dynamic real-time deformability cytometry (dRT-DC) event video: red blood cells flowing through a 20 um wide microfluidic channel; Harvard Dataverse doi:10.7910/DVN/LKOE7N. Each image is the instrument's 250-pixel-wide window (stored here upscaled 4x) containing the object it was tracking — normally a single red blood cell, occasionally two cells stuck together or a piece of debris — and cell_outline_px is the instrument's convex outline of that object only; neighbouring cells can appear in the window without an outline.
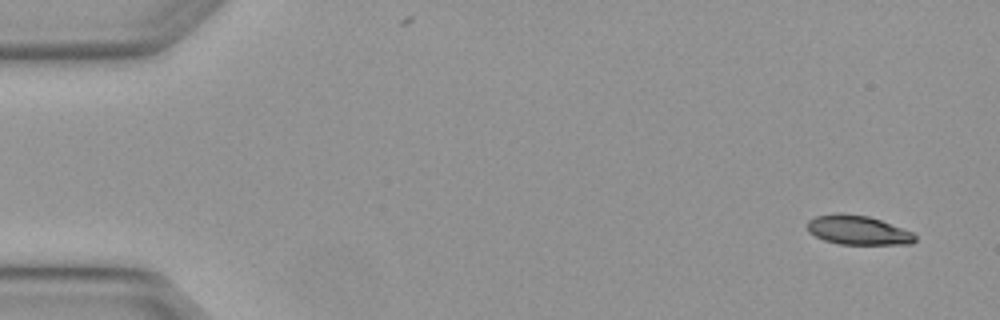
{"species": "Egyptian fruit bat (a non-hibernating species)", "species_latin": "Rousettus aegyptiacus", "temperature_condition": "warm", "stored_images_in_passage": 5, "camera_frame_rate_fps": 3000, "um_per_image_px": 0.085, "animal": {"sex": "female"}, "frame": {"image": 1, "passage_image": 1, "time_ms": 0.0, "image_size_px": [1000, 320], "cell_outline_px": [[916, 240], [912, 244], [840, 244], [824, 240], [808, 232], [808, 220], [816, 216], [836, 212], [840, 212], [868, 216], [880, 220], [912, 232], [916, 236]], "centroid_in_image_um": [72.91, 19.55], "position_along_channel_um": 12.1, "area_um2": 18.32}}
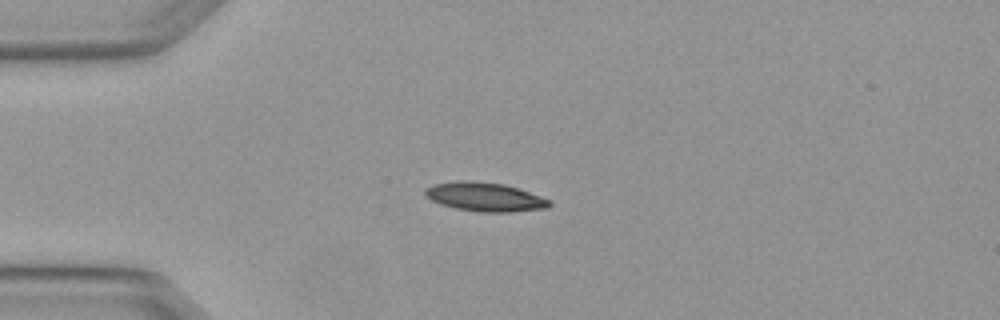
{"frame": {"image": 2, "passage_image": 4, "time_ms": 1.0, "image_size_px": [1000, 320], "cell_outline_px": [[552, 204], [548, 208], [512, 212], [480, 212], [456, 208], [440, 204], [424, 196], [424, 188], [436, 184], [460, 180], [468, 180], [504, 184], [552, 200]], "centroid_in_image_um": [41.22, 16.74], "position_along_channel_um": 43.8, "area_um2": 20.92}}
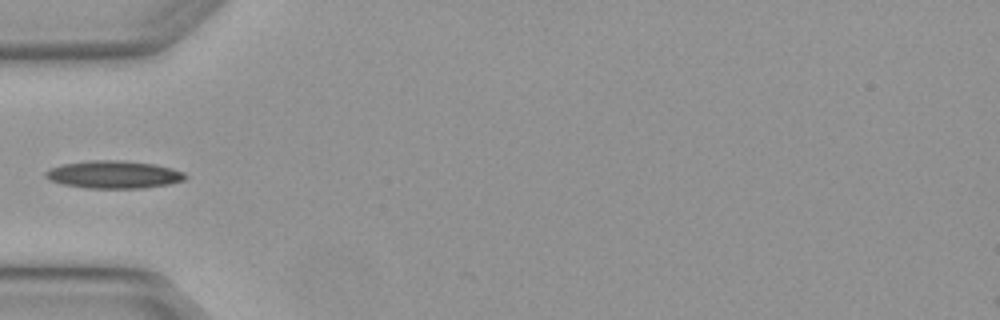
{"frame": {"image": 3, "passage_image": 5, "time_ms": 1.333, "image_size_px": [1000, 320], "cell_outline_px": [[188, 176], [184, 180], [168, 184], [144, 188], [88, 188], [64, 184], [52, 180], [44, 176], [44, 172], [48, 168], [64, 164], [92, 160], [124, 160], [156, 164], [172, 168], [184, 172]], "centroid_in_image_um": [9.7, 14.83], "position_along_channel_um": 75.3, "area_um2": 22.54}}